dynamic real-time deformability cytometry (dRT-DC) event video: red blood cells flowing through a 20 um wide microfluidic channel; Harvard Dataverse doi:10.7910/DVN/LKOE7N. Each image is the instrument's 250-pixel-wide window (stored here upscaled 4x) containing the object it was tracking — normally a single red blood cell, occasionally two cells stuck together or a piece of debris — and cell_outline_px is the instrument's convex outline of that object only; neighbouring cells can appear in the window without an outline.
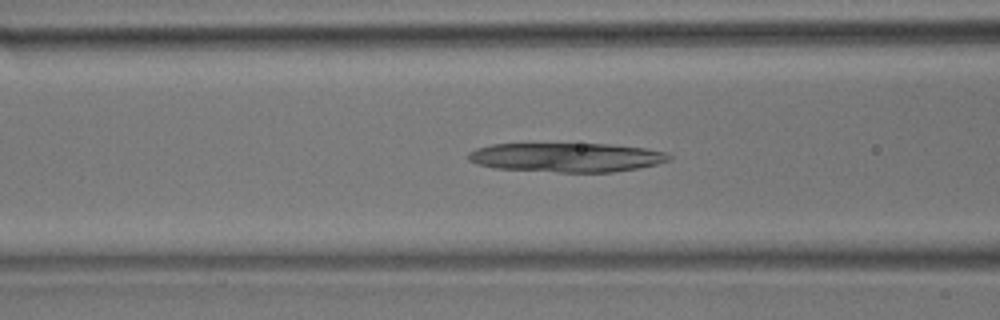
{"species": "common noctule bat (a hibernating species)", "species_latin": "Nyctalus noctula", "temperature_condition": "room temperature", "stored_images_in_passage": 36, "camera_frame_rate_fps": 3000, "um_per_image_px": 0.085, "animal": {"sex": "male", "body_mass_g": 17.9}, "frame": {"image": 1, "passage_image": 5, "time_ms": 1.333, "image_size_px": [1000, 320], "cell_outline_px": [[672, 156], [668, 160], [656, 164], [636, 168], [612, 172], [556, 172], [496, 168], [476, 164], [468, 160], [468, 152], [476, 148], [492, 144], [608, 144], [648, 148], [668, 152]], "centroid_in_image_um": [48.15, 13.37], "position_along_channel_um": 118.4, "area_um2": 34.16}}
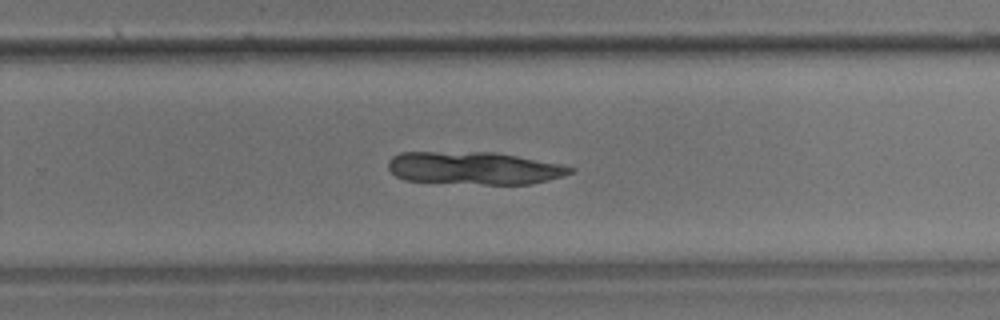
{"frame": {"image": 2, "passage_image": 18, "time_ms": 5.667, "image_size_px": [1000, 320], "cell_outline_px": [[576, 168], [572, 172], [564, 176], [532, 184], [484, 184], [404, 180], [396, 176], [388, 168], [388, 160], [392, 156], [400, 152], [496, 152], [560, 164]], "centroid_in_image_um": [40.3, 14.28], "position_along_channel_um": 289.5, "area_um2": 34.68}}
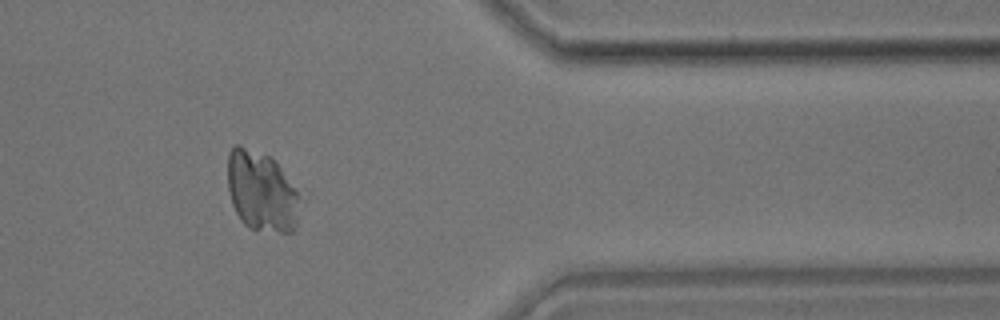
{"frame": {"image": 3, "passage_image": 27, "time_ms": 8.667, "image_size_px": [1000, 320], "cell_outline_px": [[296, 228], [292, 232], [280, 232], [248, 228], [240, 220], [232, 204], [228, 188], [228, 152], [236, 144], [240, 144], [272, 156], [296, 192]], "centroid_in_image_um": [22.15, 16.24], "position_along_channel_um": 389.2, "area_um2": 33.23}}